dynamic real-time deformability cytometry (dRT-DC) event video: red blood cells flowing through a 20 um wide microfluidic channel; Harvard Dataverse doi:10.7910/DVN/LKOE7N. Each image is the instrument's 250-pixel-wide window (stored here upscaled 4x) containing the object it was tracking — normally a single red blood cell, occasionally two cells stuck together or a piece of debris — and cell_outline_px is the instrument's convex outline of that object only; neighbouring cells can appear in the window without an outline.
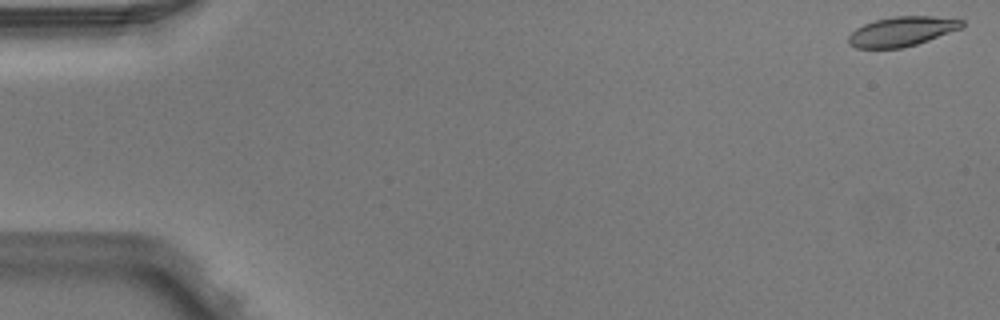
{"species": "Egyptian fruit bat (a non-hibernating species)", "species_latin": "Rousettus aegyptiacus", "temperature_condition": "warm", "stored_images_in_passage": 2, "camera_frame_rate_fps": 3000, "um_per_image_px": 0.085, "animal": {"sex": "male"}, "frame": {"image": 1, "passage_image": 1, "time_ms": 0.0, "image_size_px": [1000, 320], "cell_outline_px": [[964, 28], [916, 44], [900, 48], [856, 48], [848, 44], [848, 36], [856, 28], [864, 24], [876, 20], [892, 16], [932, 16], [964, 20]], "centroid_in_image_um": [76.67, 2.67], "position_along_channel_um": 8.3, "area_um2": 19.59}}